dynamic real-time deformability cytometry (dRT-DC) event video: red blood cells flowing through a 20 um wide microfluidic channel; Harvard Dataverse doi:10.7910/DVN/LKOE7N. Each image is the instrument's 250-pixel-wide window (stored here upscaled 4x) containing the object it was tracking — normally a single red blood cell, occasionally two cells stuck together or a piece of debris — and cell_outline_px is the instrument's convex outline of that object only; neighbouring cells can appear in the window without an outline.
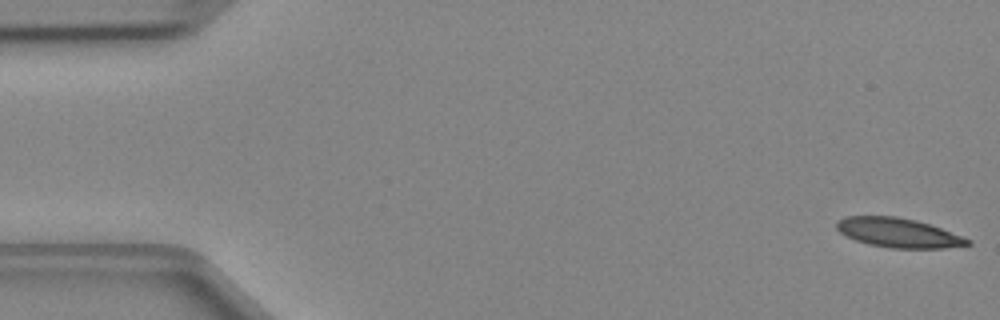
{"species": "Egyptian fruit bat (a non-hibernating species)", "species_latin": "Rousettus aegyptiacus", "temperature_condition": "cold", "stored_images_in_passage": 47, "camera_frame_rate_fps": 3000, "um_per_image_px": 0.085, "animal": {"sex": "female"}, "frame": {"image": 1, "passage_image": 1, "time_ms": 0.0, "image_size_px": [1000, 320], "cell_outline_px": [[972, 244], [944, 248], [892, 248], [868, 244], [856, 240], [840, 232], [836, 228], [836, 220], [844, 216], [896, 216], [916, 220], [940, 228], [972, 240]], "centroid_in_image_um": [76.34, 19.78], "position_along_channel_um": 8.7, "area_um2": 22.31}}
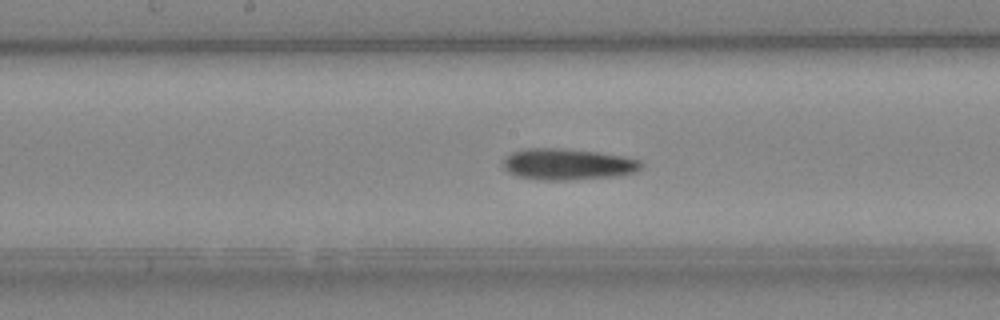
{"frame": {"image": 2, "passage_image": 24, "time_ms": 7.667, "image_size_px": [1000, 320], "cell_outline_px": [[644, 164], [636, 172], [620, 176], [568, 180], [544, 180], [516, 176], [508, 172], [504, 168], [504, 160], [512, 152], [524, 148], [564, 148], [600, 152], [628, 156], [640, 160]], "centroid_in_image_um": [48.32, 13.95], "position_along_channel_um": 199.9, "area_um2": 25.55}}
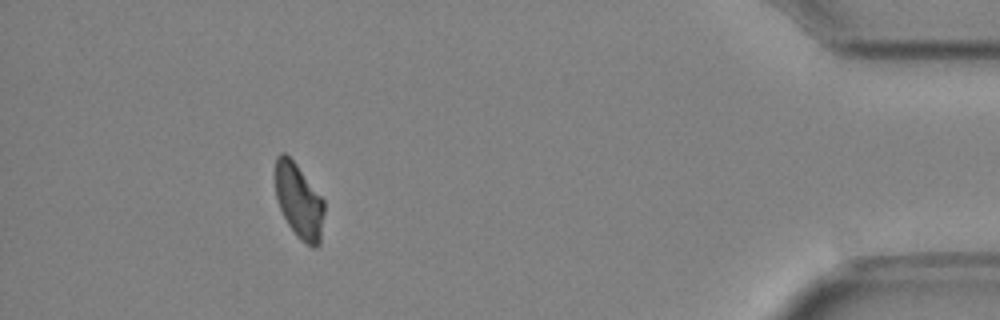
{"frame": {"image": 3, "passage_image": 43, "time_ms": 14.0, "image_size_px": [1000, 320], "cell_outline_px": [[324, 212], [320, 244], [316, 248], [312, 248], [300, 240], [296, 236], [288, 224], [276, 200], [276, 156], [280, 152], [284, 152], [296, 164], [324, 200]], "centroid_in_image_um": [25.42, 17.13], "position_along_channel_um": 409.8, "area_um2": 21.21}}